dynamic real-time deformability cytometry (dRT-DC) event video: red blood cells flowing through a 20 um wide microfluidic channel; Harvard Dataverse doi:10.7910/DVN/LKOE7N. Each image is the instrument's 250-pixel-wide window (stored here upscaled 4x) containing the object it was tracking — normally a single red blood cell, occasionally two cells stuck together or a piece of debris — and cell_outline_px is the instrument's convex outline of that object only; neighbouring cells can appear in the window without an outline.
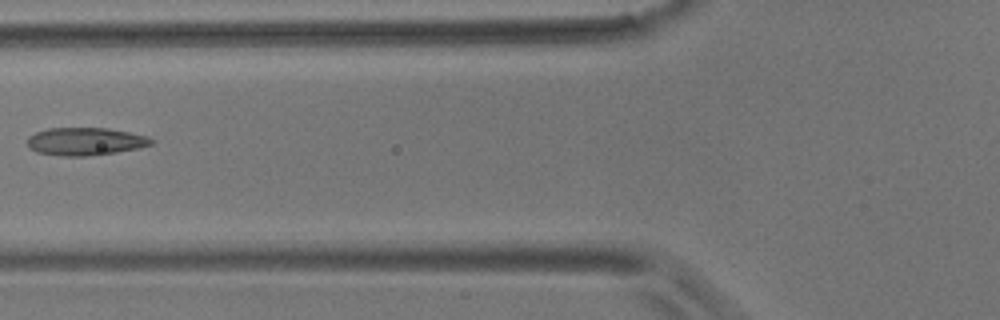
{"species": "common noctule bat (a hibernating species)", "species_latin": "Nyctalus noctula", "temperature_condition": "room temperature", "stored_images_in_passage": 2, "camera_frame_rate_fps": 3000, "um_per_image_px": 0.085, "animal": {"sex": "male", "body_mass_g": 17.9}, "frame": {"image": 1, "passage_image": 2, "time_ms": 1.333, "image_size_px": [1000, 320], "cell_outline_px": [[156, 140], [152, 144], [140, 148], [116, 152], [88, 156], [60, 156], [36, 152], [28, 148], [28, 136], [36, 132], [48, 128], [108, 128], [148, 136]], "centroid_in_image_um": [7.26, 12.02], "position_along_channel_um": 118.5, "area_um2": 20.23}}